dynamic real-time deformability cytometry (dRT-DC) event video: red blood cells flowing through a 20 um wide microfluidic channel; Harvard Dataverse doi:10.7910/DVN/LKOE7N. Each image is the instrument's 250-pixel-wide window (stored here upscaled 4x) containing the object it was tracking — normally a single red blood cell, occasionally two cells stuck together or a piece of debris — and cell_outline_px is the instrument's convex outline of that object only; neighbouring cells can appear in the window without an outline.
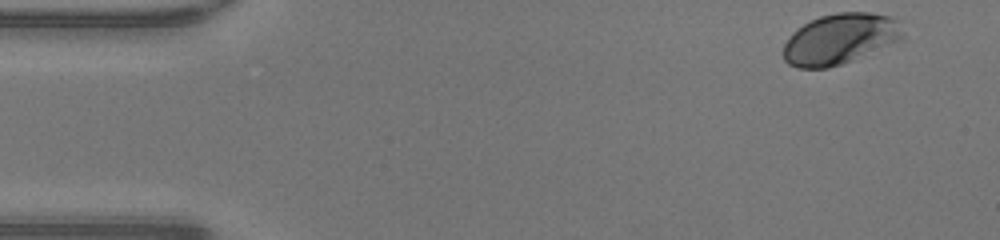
{"species": "human", "species_latin": "Homo sapiens", "temperature_condition": "warm", "stored_images_in_passage": 46, "camera_frame_rate_fps": 3000, "um_per_image_px": 0.085, "donor": {"sex": "male"}, "frame": {"image": 1, "passage_image": 1, "time_ms": 0.0, "image_size_px": [1000, 240], "cell_outline_px": [[904, 36], [896, 40], [840, 64], [828, 68], [796, 68], [788, 64], [784, 60], [784, 44], [792, 32], [796, 28], [820, 16], [836, 12], [872, 12], [892, 16], [900, 20]], "centroid_in_image_um": [71.36, 3.27], "position_along_channel_um": 13.6, "area_um2": 34.8}}
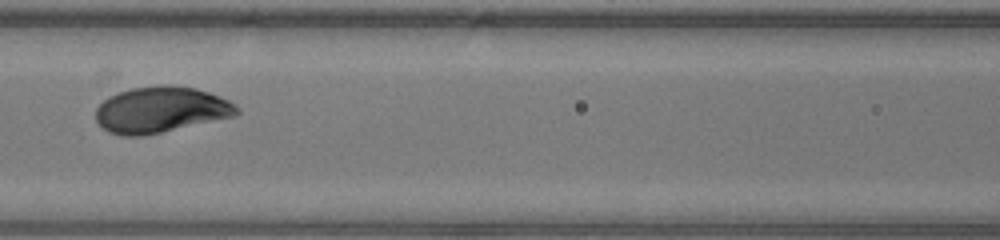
{"frame": {"image": 2, "passage_image": 19, "time_ms": 6.0, "image_size_px": [1000, 240], "cell_outline_px": [[240, 112], [236, 116], [160, 132], [140, 136], [124, 136], [108, 132], [96, 120], [96, 108], [104, 100], [120, 92], [132, 88], [160, 84], [172, 84], [196, 88], [220, 96], [236, 104], [240, 108]], "centroid_in_image_um": [13.71, 9.31], "position_along_channel_um": 152.9, "area_um2": 37.8}}
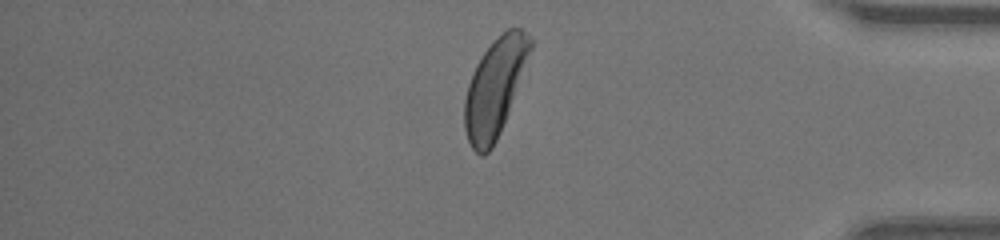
{"frame": {"image": 3, "passage_image": 38, "time_ms": 12.333, "image_size_px": [1000, 240], "cell_outline_px": [[532, 48], [508, 112], [496, 140], [492, 148], [484, 156], [480, 156], [472, 148], [468, 140], [464, 128], [464, 100], [468, 84], [472, 72], [476, 64], [484, 52], [508, 28], [520, 28], [532, 40]], "centroid_in_image_um": [42.03, 7.49], "position_along_channel_um": 393.2, "area_um2": 36.53}, "authors_computed_cell_mechanics": {"area_um2": 37.3966, "velocity_mm_per_s": 4.2867, "shape_relaxation_time_tau1_ms": 2.0512, "shape_relaxation_time_tau2_ms": null, "deformation_change_tau1": 0.1427, "deformation_change_tau2": null}}